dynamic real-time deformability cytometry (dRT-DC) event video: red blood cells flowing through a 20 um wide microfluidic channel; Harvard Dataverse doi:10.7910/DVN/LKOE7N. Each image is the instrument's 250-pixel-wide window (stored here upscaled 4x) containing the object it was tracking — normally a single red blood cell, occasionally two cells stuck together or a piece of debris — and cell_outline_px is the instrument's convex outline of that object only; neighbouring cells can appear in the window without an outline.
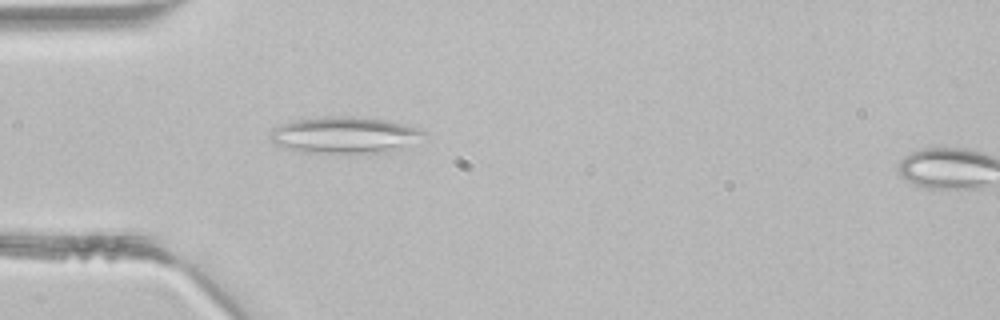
{"species": "common noctule bat (a hibernating species)", "species_latin": "Nyctalus noctula", "temperature_condition": "room temperature", "stored_images_in_passage": 4, "segment_of_instrument_passage": [1, 2], "camera_frame_rate_fps": 3000, "um_per_image_px": 0.085, "animal": {"sex": "male", "body_mass_g": 21.5, "forearm_length_mm": 52.0}, "frame": {"image": 1, "passage_image": 3, "time_ms": 0.667, "image_size_px": [1000, 320], "cell_outline_px": [[424, 132], [408, 148], [384, 152], [348, 156], [300, 152], [276, 144], [268, 136], [272, 128], [280, 124], [292, 120], [324, 116], [368, 116], [388, 120], [420, 128]], "centroid_in_image_um": [29.28, 11.5], "position_along_channel_um": 55.7, "area_um2": 34.1}}